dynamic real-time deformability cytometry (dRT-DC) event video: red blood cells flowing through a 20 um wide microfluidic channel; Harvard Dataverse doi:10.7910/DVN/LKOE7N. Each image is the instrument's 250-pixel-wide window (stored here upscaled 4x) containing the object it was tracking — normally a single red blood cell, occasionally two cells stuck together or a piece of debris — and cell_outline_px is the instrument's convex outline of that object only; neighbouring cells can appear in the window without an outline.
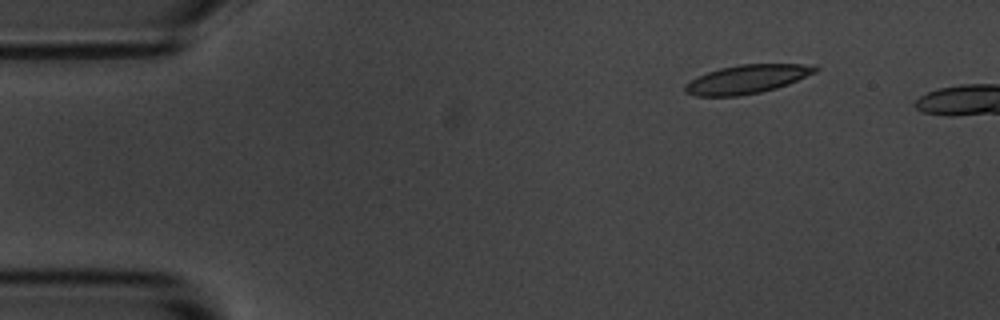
{"species": "common noctule bat (a hibernating species)", "species_latin": "Nyctalus noctula", "temperature_condition": "room temperature", "stored_images_in_passage": 8, "segment_of_instrument_passage": [1, 2], "camera_frame_rate_fps": 3000, "um_per_image_px": 0.085, "animal": {"sex": "male", "body_mass_g": 20.1, "forearm_length_mm": 53.5}, "frame": {"image": 1, "passage_image": 2, "time_ms": 1.333, "image_size_px": [1000, 320], "cell_outline_px": [[820, 68], [816, 72], [788, 84], [776, 88], [760, 92], [736, 96], [696, 96], [684, 92], [684, 84], [708, 72], [720, 68], [740, 64], [816, 64]], "centroid_in_image_um": [63.53, 6.72], "position_along_channel_um": 21.5, "area_um2": 21.68}}
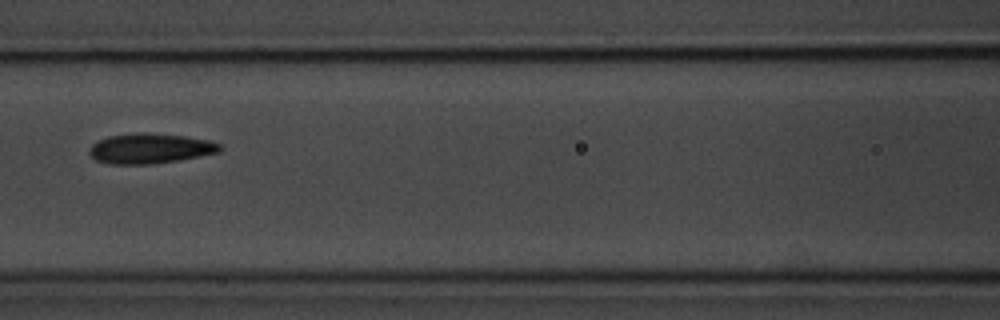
{"frame": {"image": 2, "passage_image": 7, "time_ms": 7.0, "image_size_px": [1000, 320], "cell_outline_px": [[220, 152], [200, 156], [152, 164], [108, 164], [96, 160], [88, 152], [88, 148], [92, 144], [108, 136], [136, 132], [148, 132], [184, 136], [208, 140], [220, 144]], "centroid_in_image_um": [12.72, 12.61], "position_along_channel_um": 153.9, "area_um2": 22.89}}